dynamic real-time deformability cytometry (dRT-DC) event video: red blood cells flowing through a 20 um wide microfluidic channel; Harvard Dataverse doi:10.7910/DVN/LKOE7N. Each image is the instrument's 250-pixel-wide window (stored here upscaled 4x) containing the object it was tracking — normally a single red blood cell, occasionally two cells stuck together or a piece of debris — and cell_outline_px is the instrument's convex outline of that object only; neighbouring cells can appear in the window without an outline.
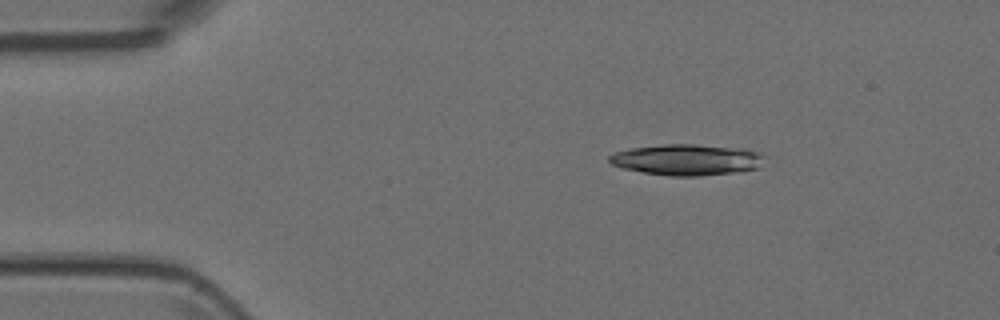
{"species": "Egyptian fruit bat (a non-hibernating species)", "species_latin": "Rousettus aegyptiacus", "temperature_condition": "room temperature", "stored_images_in_passage": 5, "camera_frame_rate_fps": 3000, "um_per_image_px": 0.085, "animal": {"sex": "female"}, "frame": {"image": 1, "passage_image": 2, "time_ms": 0.333, "image_size_px": [1000, 320], "cell_outline_px": [[768, 156], [756, 168], [740, 172], [700, 176], [672, 176], [644, 172], [624, 168], [612, 164], [608, 160], [608, 156], [612, 152], [628, 148], [664, 144], [692, 144], [744, 148]], "centroid_in_image_um": [58.38, 13.57], "position_along_channel_um": 26.6, "area_um2": 28.32}}
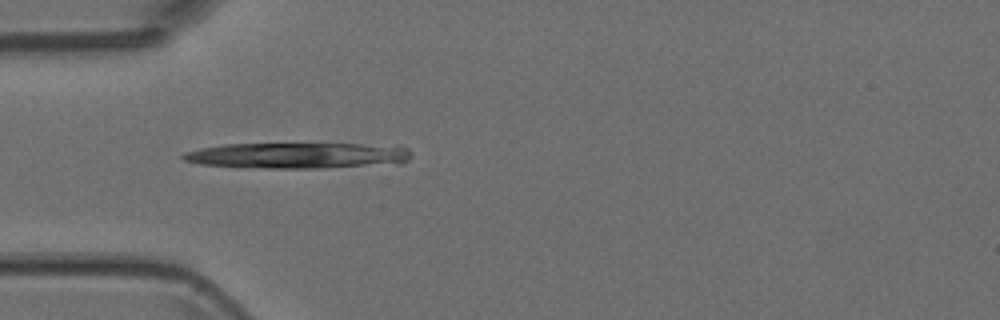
{"frame": {"image": 2, "passage_image": 4, "time_ms": 1.0, "image_size_px": [1000, 320], "cell_outline_px": [[412, 156], [408, 160], [400, 164], [324, 168], [268, 168], [200, 164], [184, 160], [180, 156], [184, 152], [200, 148], [224, 144], [360, 144], [408, 148], [412, 152]], "centroid_in_image_um": [25.33, 13.22], "position_along_channel_um": 59.7, "area_um2": 34.33}}